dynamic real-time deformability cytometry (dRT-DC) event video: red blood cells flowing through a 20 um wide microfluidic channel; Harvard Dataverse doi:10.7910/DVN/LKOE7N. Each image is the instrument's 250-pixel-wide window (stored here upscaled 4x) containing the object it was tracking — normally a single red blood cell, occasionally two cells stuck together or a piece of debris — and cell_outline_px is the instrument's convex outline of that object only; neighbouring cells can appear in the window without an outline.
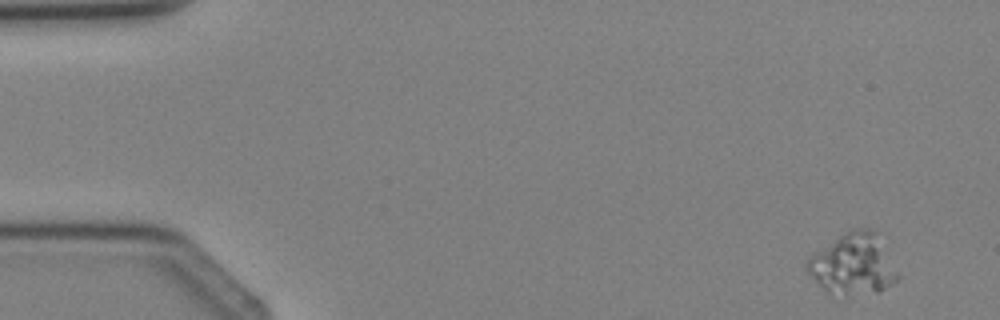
{"species": "Egyptian fruit bat (a non-hibernating species)", "species_latin": "Rousettus aegyptiacus", "temperature_condition": "cold", "stored_images_in_passage": 3, "camera_frame_rate_fps": 3000, "um_per_image_px": 0.085, "animal": {"sex": "female"}, "frame": {"image": 1, "passage_image": 1, "time_ms": 0.0, "image_size_px": [1000, 320], "cell_outline_px": [[900, 276], [892, 284], [876, 292], [848, 296], [828, 292], [804, 268], [804, 264], [808, 256], [852, 228], [868, 228], [876, 232]], "centroid_in_image_um": [72.5, 22.45], "position_along_channel_um": 12.5, "area_um2": 31.85}}